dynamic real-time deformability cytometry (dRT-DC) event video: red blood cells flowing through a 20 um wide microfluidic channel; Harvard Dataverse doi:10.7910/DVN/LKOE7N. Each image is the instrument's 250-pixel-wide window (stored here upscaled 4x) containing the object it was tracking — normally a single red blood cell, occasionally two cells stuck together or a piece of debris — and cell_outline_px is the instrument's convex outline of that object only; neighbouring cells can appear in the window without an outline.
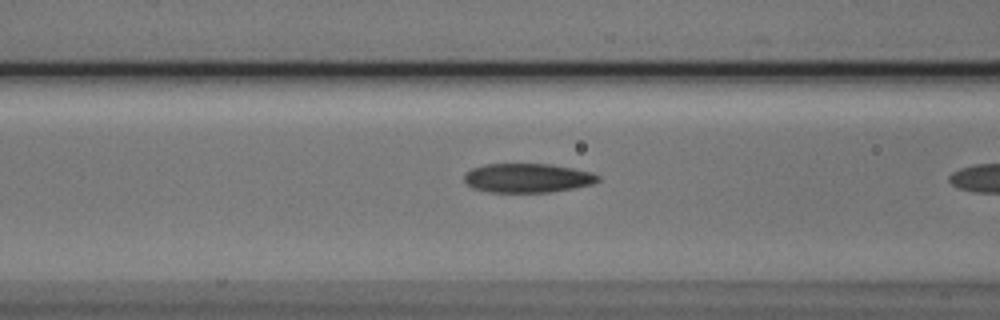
{"species": "Egyptian fruit bat (a non-hibernating species)", "species_latin": "Rousettus aegyptiacus", "temperature_condition": "cold", "stored_images_in_passage": 5, "camera_frame_rate_fps": 3000, "um_per_image_px": 0.085, "animal": {"sex": "male"}, "frame": {"image": 1, "passage_image": 4, "time_ms": 1.0, "image_size_px": [1000, 320], "cell_outline_px": [[600, 180], [592, 184], [576, 188], [548, 192], [488, 192], [472, 188], [464, 180], [464, 172], [472, 168], [484, 164], [548, 164], [572, 168], [592, 172], [600, 176]], "centroid_in_image_um": [44.83, 15.13], "position_along_channel_um": 121.8, "area_um2": 22.83}}